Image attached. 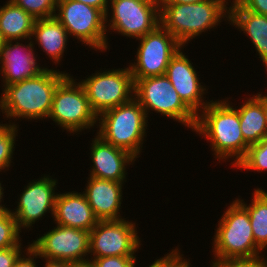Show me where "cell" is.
<instances>
[{"label": "cell", "instance_id": "1", "mask_svg": "<svg viewBox=\"0 0 267 267\" xmlns=\"http://www.w3.org/2000/svg\"><path fill=\"white\" fill-rule=\"evenodd\" d=\"M228 100L213 101L197 115L193 131L210 141L216 159L234 158L233 166L246 156L249 144L244 140L237 108ZM225 159V160H224Z\"/></svg>", "mask_w": 267, "mask_h": 267}, {"label": "cell", "instance_id": "2", "mask_svg": "<svg viewBox=\"0 0 267 267\" xmlns=\"http://www.w3.org/2000/svg\"><path fill=\"white\" fill-rule=\"evenodd\" d=\"M67 75L47 68L37 77L4 86L0 111L13 120L21 117L30 120L48 118L54 92Z\"/></svg>", "mask_w": 267, "mask_h": 267}, {"label": "cell", "instance_id": "3", "mask_svg": "<svg viewBox=\"0 0 267 267\" xmlns=\"http://www.w3.org/2000/svg\"><path fill=\"white\" fill-rule=\"evenodd\" d=\"M228 0H203L191 4H159L160 25L183 46L202 32L229 18ZM219 23V24H218Z\"/></svg>", "mask_w": 267, "mask_h": 267}, {"label": "cell", "instance_id": "4", "mask_svg": "<svg viewBox=\"0 0 267 267\" xmlns=\"http://www.w3.org/2000/svg\"><path fill=\"white\" fill-rule=\"evenodd\" d=\"M97 121V135L103 141L138 158L145 140L148 120L145 110L135 98L100 114Z\"/></svg>", "mask_w": 267, "mask_h": 267}, {"label": "cell", "instance_id": "5", "mask_svg": "<svg viewBox=\"0 0 267 267\" xmlns=\"http://www.w3.org/2000/svg\"><path fill=\"white\" fill-rule=\"evenodd\" d=\"M213 240L216 259H260L262 250L256 245L249 214L234 200L218 221Z\"/></svg>", "mask_w": 267, "mask_h": 267}, {"label": "cell", "instance_id": "6", "mask_svg": "<svg viewBox=\"0 0 267 267\" xmlns=\"http://www.w3.org/2000/svg\"><path fill=\"white\" fill-rule=\"evenodd\" d=\"M133 80L134 98L147 118L148 111H155L194 130L197 115L183 102L166 75Z\"/></svg>", "mask_w": 267, "mask_h": 267}, {"label": "cell", "instance_id": "7", "mask_svg": "<svg viewBox=\"0 0 267 267\" xmlns=\"http://www.w3.org/2000/svg\"><path fill=\"white\" fill-rule=\"evenodd\" d=\"M68 74L57 86L48 118L69 133L94 128L98 116L91 109L82 84ZM75 132V133H74Z\"/></svg>", "mask_w": 267, "mask_h": 267}, {"label": "cell", "instance_id": "8", "mask_svg": "<svg viewBox=\"0 0 267 267\" xmlns=\"http://www.w3.org/2000/svg\"><path fill=\"white\" fill-rule=\"evenodd\" d=\"M55 18L68 34L101 52L108 48L105 14L98 8L75 0H57Z\"/></svg>", "mask_w": 267, "mask_h": 267}, {"label": "cell", "instance_id": "9", "mask_svg": "<svg viewBox=\"0 0 267 267\" xmlns=\"http://www.w3.org/2000/svg\"><path fill=\"white\" fill-rule=\"evenodd\" d=\"M80 83L97 116L134 98V80L129 67L98 71Z\"/></svg>", "mask_w": 267, "mask_h": 267}, {"label": "cell", "instance_id": "10", "mask_svg": "<svg viewBox=\"0 0 267 267\" xmlns=\"http://www.w3.org/2000/svg\"><path fill=\"white\" fill-rule=\"evenodd\" d=\"M112 16L105 18L106 32L117 31L137 39L152 32L160 25V5L153 0H110ZM110 21V22H109ZM107 26L108 31H107Z\"/></svg>", "mask_w": 267, "mask_h": 267}, {"label": "cell", "instance_id": "11", "mask_svg": "<svg viewBox=\"0 0 267 267\" xmlns=\"http://www.w3.org/2000/svg\"><path fill=\"white\" fill-rule=\"evenodd\" d=\"M137 40H140L137 62L129 66L133 79L165 75L171 58L183 47L161 25Z\"/></svg>", "mask_w": 267, "mask_h": 267}, {"label": "cell", "instance_id": "12", "mask_svg": "<svg viewBox=\"0 0 267 267\" xmlns=\"http://www.w3.org/2000/svg\"><path fill=\"white\" fill-rule=\"evenodd\" d=\"M136 224L123 219L99 220L90 231L89 254L94 258L135 256L140 245Z\"/></svg>", "mask_w": 267, "mask_h": 267}, {"label": "cell", "instance_id": "13", "mask_svg": "<svg viewBox=\"0 0 267 267\" xmlns=\"http://www.w3.org/2000/svg\"><path fill=\"white\" fill-rule=\"evenodd\" d=\"M43 235L29 244L39 258L67 262L89 259L85 257L89 254L90 232L56 224Z\"/></svg>", "mask_w": 267, "mask_h": 267}, {"label": "cell", "instance_id": "14", "mask_svg": "<svg viewBox=\"0 0 267 267\" xmlns=\"http://www.w3.org/2000/svg\"><path fill=\"white\" fill-rule=\"evenodd\" d=\"M57 181L44 175L41 179L30 181L24 187L25 189L18 199L17 208L15 211L10 210L20 231L22 228H31L30 226L37 220H41L47 211L49 213L51 211V214L54 215Z\"/></svg>", "mask_w": 267, "mask_h": 267}, {"label": "cell", "instance_id": "15", "mask_svg": "<svg viewBox=\"0 0 267 267\" xmlns=\"http://www.w3.org/2000/svg\"><path fill=\"white\" fill-rule=\"evenodd\" d=\"M181 49L171 58L165 75L183 102L198 115L210 102H204L203 94H206V87L199 82L200 78L197 77L193 63Z\"/></svg>", "mask_w": 267, "mask_h": 267}, {"label": "cell", "instance_id": "16", "mask_svg": "<svg viewBox=\"0 0 267 267\" xmlns=\"http://www.w3.org/2000/svg\"><path fill=\"white\" fill-rule=\"evenodd\" d=\"M20 44V41H5L0 49V74L3 77V86L21 82L25 79L37 77L45 67H39L34 54V43Z\"/></svg>", "mask_w": 267, "mask_h": 267}, {"label": "cell", "instance_id": "17", "mask_svg": "<svg viewBox=\"0 0 267 267\" xmlns=\"http://www.w3.org/2000/svg\"><path fill=\"white\" fill-rule=\"evenodd\" d=\"M93 139L90 151L93 168L91 167L90 176L116 182H126L127 165L135 162L136 157L124 149L108 144L98 135Z\"/></svg>", "mask_w": 267, "mask_h": 267}, {"label": "cell", "instance_id": "18", "mask_svg": "<svg viewBox=\"0 0 267 267\" xmlns=\"http://www.w3.org/2000/svg\"><path fill=\"white\" fill-rule=\"evenodd\" d=\"M88 179L83 193L98 220L123 219L119 211L122 204V186L124 182L91 176Z\"/></svg>", "mask_w": 267, "mask_h": 267}, {"label": "cell", "instance_id": "19", "mask_svg": "<svg viewBox=\"0 0 267 267\" xmlns=\"http://www.w3.org/2000/svg\"><path fill=\"white\" fill-rule=\"evenodd\" d=\"M52 217L55 224L83 229L88 232L99 221L87 202L84 193L75 191L57 194L54 215Z\"/></svg>", "mask_w": 267, "mask_h": 267}, {"label": "cell", "instance_id": "20", "mask_svg": "<svg viewBox=\"0 0 267 267\" xmlns=\"http://www.w3.org/2000/svg\"><path fill=\"white\" fill-rule=\"evenodd\" d=\"M228 9V21L250 37L260 61L264 63L267 60V15L248 11L237 1L232 2Z\"/></svg>", "mask_w": 267, "mask_h": 267}, {"label": "cell", "instance_id": "21", "mask_svg": "<svg viewBox=\"0 0 267 267\" xmlns=\"http://www.w3.org/2000/svg\"><path fill=\"white\" fill-rule=\"evenodd\" d=\"M34 36L43 52L58 64L63 58L69 37L64 26L55 17L36 19L32 39Z\"/></svg>", "mask_w": 267, "mask_h": 267}, {"label": "cell", "instance_id": "22", "mask_svg": "<svg viewBox=\"0 0 267 267\" xmlns=\"http://www.w3.org/2000/svg\"><path fill=\"white\" fill-rule=\"evenodd\" d=\"M35 21L11 0L0 8V33L4 41L31 40Z\"/></svg>", "mask_w": 267, "mask_h": 267}, {"label": "cell", "instance_id": "23", "mask_svg": "<svg viewBox=\"0 0 267 267\" xmlns=\"http://www.w3.org/2000/svg\"><path fill=\"white\" fill-rule=\"evenodd\" d=\"M238 110L240 128L249 144L259 143L267 135V125L262 103L255 95L244 101Z\"/></svg>", "mask_w": 267, "mask_h": 267}, {"label": "cell", "instance_id": "24", "mask_svg": "<svg viewBox=\"0 0 267 267\" xmlns=\"http://www.w3.org/2000/svg\"><path fill=\"white\" fill-rule=\"evenodd\" d=\"M254 190L251 204L243 199L237 201L247 210L255 243L264 251L267 248V192L261 188Z\"/></svg>", "mask_w": 267, "mask_h": 267}, {"label": "cell", "instance_id": "25", "mask_svg": "<svg viewBox=\"0 0 267 267\" xmlns=\"http://www.w3.org/2000/svg\"><path fill=\"white\" fill-rule=\"evenodd\" d=\"M236 167L257 172L267 170V135L259 143L249 146L246 156Z\"/></svg>", "mask_w": 267, "mask_h": 267}, {"label": "cell", "instance_id": "26", "mask_svg": "<svg viewBox=\"0 0 267 267\" xmlns=\"http://www.w3.org/2000/svg\"><path fill=\"white\" fill-rule=\"evenodd\" d=\"M15 123L0 124V172L11 167L14 144L18 133Z\"/></svg>", "mask_w": 267, "mask_h": 267}, {"label": "cell", "instance_id": "27", "mask_svg": "<svg viewBox=\"0 0 267 267\" xmlns=\"http://www.w3.org/2000/svg\"><path fill=\"white\" fill-rule=\"evenodd\" d=\"M35 19L55 17L57 0H11Z\"/></svg>", "mask_w": 267, "mask_h": 267}, {"label": "cell", "instance_id": "28", "mask_svg": "<svg viewBox=\"0 0 267 267\" xmlns=\"http://www.w3.org/2000/svg\"><path fill=\"white\" fill-rule=\"evenodd\" d=\"M20 232L15 217L9 211L0 219V249L17 246L21 241Z\"/></svg>", "mask_w": 267, "mask_h": 267}, {"label": "cell", "instance_id": "29", "mask_svg": "<svg viewBox=\"0 0 267 267\" xmlns=\"http://www.w3.org/2000/svg\"><path fill=\"white\" fill-rule=\"evenodd\" d=\"M210 267H267V259H216Z\"/></svg>", "mask_w": 267, "mask_h": 267}, {"label": "cell", "instance_id": "30", "mask_svg": "<svg viewBox=\"0 0 267 267\" xmlns=\"http://www.w3.org/2000/svg\"><path fill=\"white\" fill-rule=\"evenodd\" d=\"M95 267H134L135 256H109L91 259Z\"/></svg>", "mask_w": 267, "mask_h": 267}, {"label": "cell", "instance_id": "31", "mask_svg": "<svg viewBox=\"0 0 267 267\" xmlns=\"http://www.w3.org/2000/svg\"><path fill=\"white\" fill-rule=\"evenodd\" d=\"M21 242L17 246L0 249V267H13L15 261L22 254Z\"/></svg>", "mask_w": 267, "mask_h": 267}, {"label": "cell", "instance_id": "32", "mask_svg": "<svg viewBox=\"0 0 267 267\" xmlns=\"http://www.w3.org/2000/svg\"><path fill=\"white\" fill-rule=\"evenodd\" d=\"M237 2L248 11L267 15V0H238Z\"/></svg>", "mask_w": 267, "mask_h": 267}, {"label": "cell", "instance_id": "33", "mask_svg": "<svg viewBox=\"0 0 267 267\" xmlns=\"http://www.w3.org/2000/svg\"><path fill=\"white\" fill-rule=\"evenodd\" d=\"M26 256L21 254L19 255V257L17 258V260L14 263L13 267H38L36 266L35 260L34 258H38V253L30 246L28 245V247L26 248ZM29 255V256H28Z\"/></svg>", "mask_w": 267, "mask_h": 267}, {"label": "cell", "instance_id": "34", "mask_svg": "<svg viewBox=\"0 0 267 267\" xmlns=\"http://www.w3.org/2000/svg\"><path fill=\"white\" fill-rule=\"evenodd\" d=\"M78 2H82L83 4L92 6L94 8L100 9L104 14L105 18H107L109 15V7L110 5L108 4L110 0H75ZM109 6V7H108Z\"/></svg>", "mask_w": 267, "mask_h": 267}, {"label": "cell", "instance_id": "35", "mask_svg": "<svg viewBox=\"0 0 267 267\" xmlns=\"http://www.w3.org/2000/svg\"><path fill=\"white\" fill-rule=\"evenodd\" d=\"M178 249V247L175 250L172 249L171 252L164 255L165 257L156 259L149 267H165L180 252Z\"/></svg>", "mask_w": 267, "mask_h": 267}, {"label": "cell", "instance_id": "36", "mask_svg": "<svg viewBox=\"0 0 267 267\" xmlns=\"http://www.w3.org/2000/svg\"><path fill=\"white\" fill-rule=\"evenodd\" d=\"M182 256L179 252L165 267H190V261Z\"/></svg>", "mask_w": 267, "mask_h": 267}, {"label": "cell", "instance_id": "37", "mask_svg": "<svg viewBox=\"0 0 267 267\" xmlns=\"http://www.w3.org/2000/svg\"><path fill=\"white\" fill-rule=\"evenodd\" d=\"M203 0H159V4H191L200 2Z\"/></svg>", "mask_w": 267, "mask_h": 267}, {"label": "cell", "instance_id": "38", "mask_svg": "<svg viewBox=\"0 0 267 267\" xmlns=\"http://www.w3.org/2000/svg\"><path fill=\"white\" fill-rule=\"evenodd\" d=\"M69 267H95L94 262L90 259L76 262H69Z\"/></svg>", "mask_w": 267, "mask_h": 267}, {"label": "cell", "instance_id": "39", "mask_svg": "<svg viewBox=\"0 0 267 267\" xmlns=\"http://www.w3.org/2000/svg\"><path fill=\"white\" fill-rule=\"evenodd\" d=\"M45 267H69V262L67 261H56V260H47L46 259Z\"/></svg>", "mask_w": 267, "mask_h": 267}, {"label": "cell", "instance_id": "40", "mask_svg": "<svg viewBox=\"0 0 267 267\" xmlns=\"http://www.w3.org/2000/svg\"><path fill=\"white\" fill-rule=\"evenodd\" d=\"M263 105V110L265 113V118H266V125H267V95H262L260 92L257 93L255 96Z\"/></svg>", "mask_w": 267, "mask_h": 267}, {"label": "cell", "instance_id": "41", "mask_svg": "<svg viewBox=\"0 0 267 267\" xmlns=\"http://www.w3.org/2000/svg\"><path fill=\"white\" fill-rule=\"evenodd\" d=\"M9 208H6L4 205H0V219H2L9 211Z\"/></svg>", "mask_w": 267, "mask_h": 267}, {"label": "cell", "instance_id": "42", "mask_svg": "<svg viewBox=\"0 0 267 267\" xmlns=\"http://www.w3.org/2000/svg\"><path fill=\"white\" fill-rule=\"evenodd\" d=\"M4 189H3V187H2V185H1V182H0V203H1V201L3 200V194H4ZM0 205H2V203L0 204Z\"/></svg>", "mask_w": 267, "mask_h": 267}, {"label": "cell", "instance_id": "43", "mask_svg": "<svg viewBox=\"0 0 267 267\" xmlns=\"http://www.w3.org/2000/svg\"><path fill=\"white\" fill-rule=\"evenodd\" d=\"M4 42L5 41L3 40L2 36H1V33H0V49H1V47H2V45H3Z\"/></svg>", "mask_w": 267, "mask_h": 267}, {"label": "cell", "instance_id": "44", "mask_svg": "<svg viewBox=\"0 0 267 267\" xmlns=\"http://www.w3.org/2000/svg\"><path fill=\"white\" fill-rule=\"evenodd\" d=\"M263 65L266 67V71H267V60L263 63Z\"/></svg>", "mask_w": 267, "mask_h": 267}]
</instances>
